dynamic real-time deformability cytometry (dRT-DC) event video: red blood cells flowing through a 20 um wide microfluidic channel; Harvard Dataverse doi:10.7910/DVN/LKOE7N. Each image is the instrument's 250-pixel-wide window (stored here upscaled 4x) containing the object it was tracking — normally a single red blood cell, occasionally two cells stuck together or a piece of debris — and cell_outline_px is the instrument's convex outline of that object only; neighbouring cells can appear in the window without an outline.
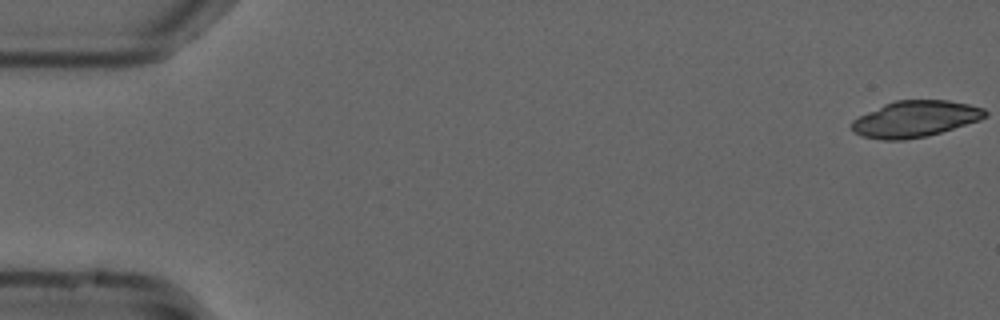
{"species": "common noctule bat (a hibernating species)", "species_latin": "Nyctalus noctula", "temperature_condition": "cold", "stored_images_in_passage": 17, "camera_frame_rate_fps": 3000, "um_per_image_px": 0.085, "animal": {"sex": "male", "forearm_length_mm": 52.5}, "frame": {"image": 1, "passage_image": 1, "time_ms": 0.0, "image_size_px": [1000, 320], "cell_outline_px": [[984, 116], [976, 120], [936, 132], [920, 136], [868, 136], [852, 128], [852, 124], [856, 120], [888, 104], [900, 100], [940, 100], [964, 104], [980, 108], [984, 112]], "centroid_in_image_um": [77.87, 10.04], "position_along_channel_um": 7.1, "area_um2": 24.8}}
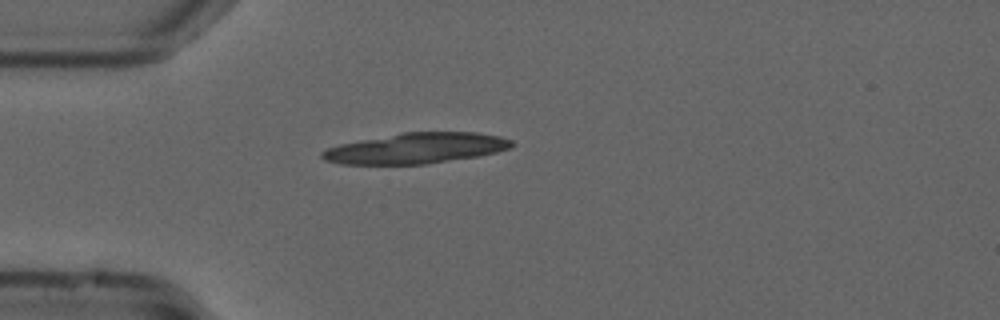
{"frame": {"image": 2, "passage_image": 15, "time_ms": 4.667, "image_size_px": [1000, 320], "cell_outline_px": [[512, 144], [504, 148], [488, 152], [468, 156], [412, 164], [356, 164], [332, 160], [324, 156], [324, 152], [332, 148], [348, 144], [412, 132], [464, 132], [492, 136], [508, 140]], "centroid_in_image_um": [35.37, 12.59], "position_along_channel_um": 49.6, "area_um2": 30.23}}